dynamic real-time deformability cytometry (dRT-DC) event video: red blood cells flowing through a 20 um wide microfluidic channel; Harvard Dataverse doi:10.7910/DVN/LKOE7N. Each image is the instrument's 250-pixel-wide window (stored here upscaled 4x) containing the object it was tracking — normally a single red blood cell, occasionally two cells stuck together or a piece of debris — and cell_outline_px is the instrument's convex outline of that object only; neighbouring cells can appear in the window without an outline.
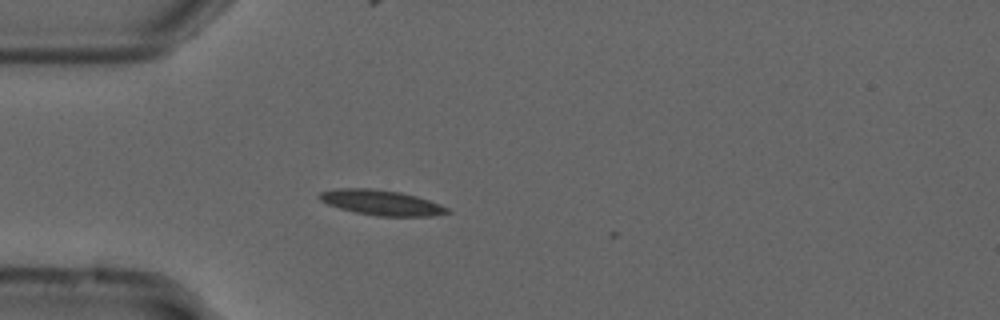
{"species": "common noctule bat (a hibernating species)", "species_latin": "Nyctalus noctula", "temperature_condition": "cold", "stored_images_in_passage": 3, "camera_frame_rate_fps": 3000, "um_per_image_px": 0.085, "animal": {"sex": "male", "forearm_length_mm": 52.5}, "frame": {"image": 1, "passage_image": 2, "time_ms": 0.333, "image_size_px": [1000, 320], "cell_outline_px": [[452, 212], [432, 216], [376, 216], [356, 212], [340, 208], [328, 204], [320, 200], [316, 196], [320, 192], [340, 188], [368, 188], [400, 192], [416, 196], [440, 204], [448, 208]], "centroid_in_image_um": [32.41, 17.22], "position_along_channel_um": 52.6, "area_um2": 18.67}}